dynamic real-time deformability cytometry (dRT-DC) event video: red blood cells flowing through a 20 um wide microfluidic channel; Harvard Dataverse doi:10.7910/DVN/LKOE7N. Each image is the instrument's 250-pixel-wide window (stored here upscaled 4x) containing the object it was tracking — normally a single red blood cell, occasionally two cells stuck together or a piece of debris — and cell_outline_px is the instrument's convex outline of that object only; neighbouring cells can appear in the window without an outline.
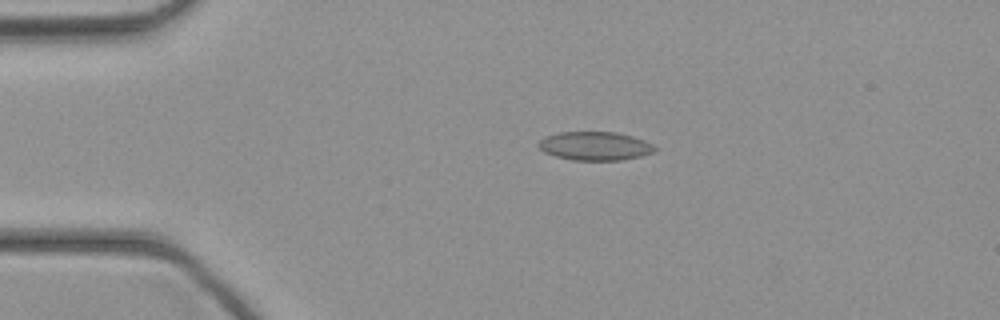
{"species": "common noctule bat (a hibernating species)", "species_latin": "Nyctalus noctula", "temperature_condition": "cold", "stored_images_in_passage": 38, "camera_frame_rate_fps": 3000, "um_per_image_px": 0.085, "animal": {"sex": "female", "body_mass_g": 21.9}, "frame": {"image": 1, "passage_image": 3, "time_ms": 0.667, "image_size_px": [1000, 320], "cell_outline_px": [[656, 152], [640, 156], [620, 160], [572, 160], [556, 156], [544, 152], [536, 144], [544, 136], [560, 132], [616, 132], [632, 136], [644, 140], [652, 144], [656, 148]], "centroid_in_image_um": [50.56, 12.4], "position_along_channel_um": 34.4, "area_um2": 19.42}}
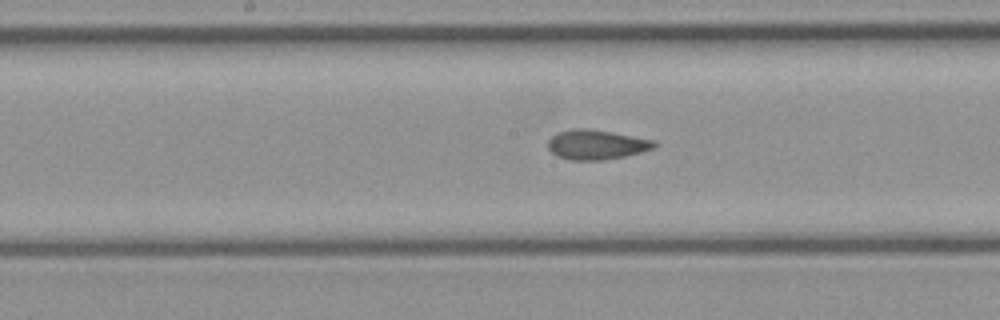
{"frame": {"image": 2, "passage_image": 16, "time_ms": 5.0, "image_size_px": [1000, 320], "cell_outline_px": [[656, 148], [624, 156], [604, 160], [572, 160], [556, 156], [548, 148], [548, 140], [552, 136], [560, 132], [572, 128], [588, 128], [612, 132], [656, 140]], "centroid_in_image_um": [50.71, 12.29], "position_along_channel_um": 197.5, "area_um2": 18.44}}
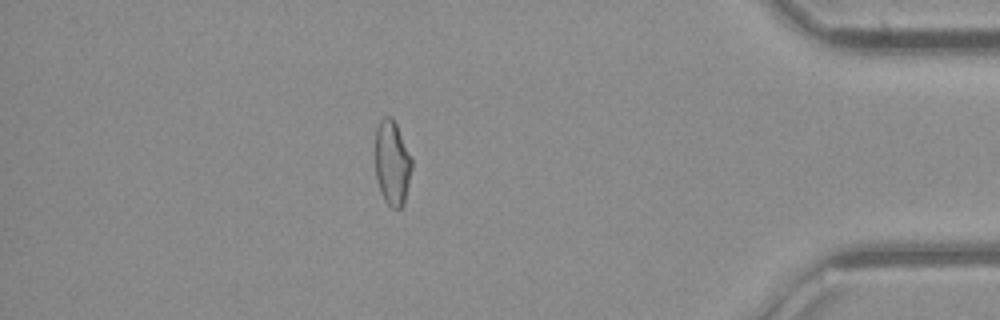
{"frame": {"image": 3, "passage_image": 32, "time_ms": 10.333, "image_size_px": [1000, 320], "cell_outline_px": [[412, 168], [404, 204], [400, 208], [392, 208], [384, 200], [380, 192], [376, 176], [376, 128], [380, 120], [384, 116], [392, 116], [412, 156]], "centroid_in_image_um": [33.35, 13.84], "position_along_channel_um": 401.9, "area_um2": 18.15}}